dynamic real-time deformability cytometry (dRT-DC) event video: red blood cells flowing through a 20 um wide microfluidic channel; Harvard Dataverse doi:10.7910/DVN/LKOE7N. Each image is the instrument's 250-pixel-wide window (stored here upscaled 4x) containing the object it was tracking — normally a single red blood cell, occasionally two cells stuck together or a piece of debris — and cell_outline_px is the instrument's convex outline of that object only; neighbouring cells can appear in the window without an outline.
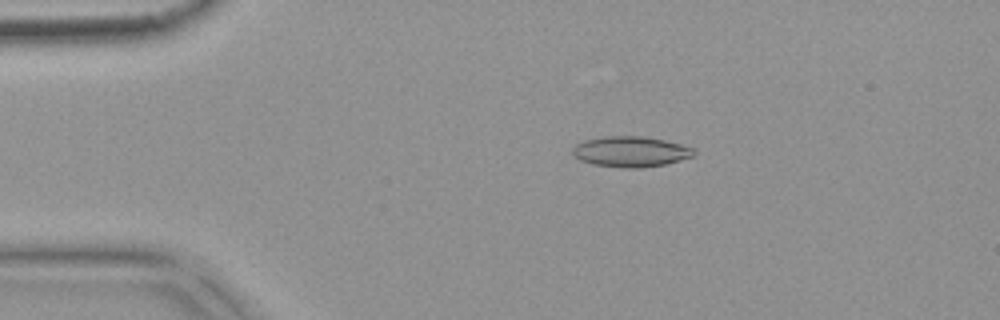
{"species": "common noctule bat (a hibernating species)", "species_latin": "Nyctalus noctula", "temperature_condition": "warm", "stored_images_in_passage": 53, "camera_frame_rate_fps": 3000, "um_per_image_px": 0.085, "animal": {"sex": "female", "body_mass_g": 18.4}, "frame": {"image": 1, "passage_image": 10, "time_ms": 3.0, "image_size_px": [1000, 320], "cell_outline_px": [[696, 156], [664, 164], [640, 168], [624, 168], [592, 164], [580, 160], [572, 152], [572, 148], [576, 144], [584, 140], [604, 136], [644, 136], [664, 140], [680, 144], [692, 148], [696, 152]], "centroid_in_image_um": [53.61, 12.89], "position_along_channel_um": 31.4, "area_um2": 21.62}}
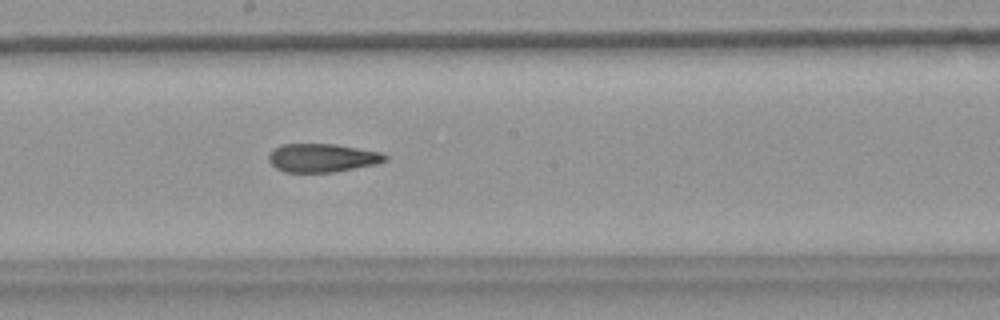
{"frame": {"image": 2, "passage_image": 29, "time_ms": 9.333, "image_size_px": [1000, 320], "cell_outline_px": [[388, 160], [376, 164], [332, 172], [284, 172], [276, 168], [268, 160], [268, 156], [276, 148], [284, 144], [332, 144], [380, 152], [388, 156]], "centroid_in_image_um": [27.4, 13.42], "position_along_channel_um": 220.8, "area_um2": 19.02}}
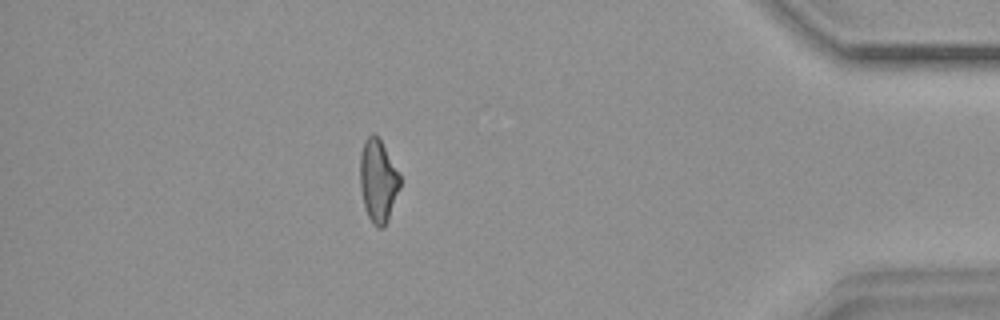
{"frame": {"image": 3, "passage_image": 47, "time_ms": 15.333, "image_size_px": [1000, 320], "cell_outline_px": [[400, 188], [388, 220], [384, 228], [380, 228], [372, 224], [368, 216], [364, 204], [360, 188], [360, 152], [364, 140], [372, 132], [380, 140], [400, 176]], "centroid_in_image_um": [32.12, 15.39], "position_along_channel_um": 403.1, "area_um2": 19.13}, "authors_computed_cell_mechanics": {"area_um2": 20.1722, "velocity_mm_per_s": 3.757, "shape_relaxation_time_tau1_ms": null, "shape_relaxation_time_tau2_ms": 2.9088, "deformation_change_tau1": null, "deformation_change_tau2": 0.1193}}